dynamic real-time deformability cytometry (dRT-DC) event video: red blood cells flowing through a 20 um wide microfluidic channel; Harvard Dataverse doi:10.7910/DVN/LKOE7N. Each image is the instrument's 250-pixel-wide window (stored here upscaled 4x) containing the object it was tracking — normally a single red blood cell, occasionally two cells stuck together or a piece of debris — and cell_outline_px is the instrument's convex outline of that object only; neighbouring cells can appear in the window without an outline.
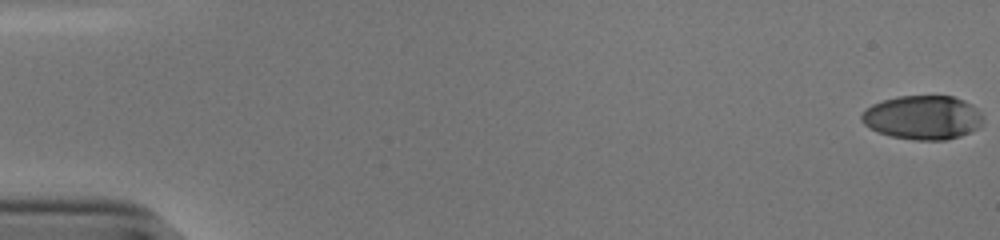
{"species": "human", "species_latin": "Homo sapiens", "temperature_condition": "cold", "stored_images_in_passage": 54, "camera_frame_rate_fps": 3000, "um_per_image_px": 0.085, "donor": {"sex": "male"}, "frame": {"image": 1, "passage_image": 1, "time_ms": 0.0, "image_size_px": [1000, 240], "cell_outline_px": [[984, 124], [980, 128], [972, 132], [948, 140], [916, 140], [892, 136], [868, 128], [860, 120], [860, 116], [872, 104], [896, 96], [952, 96], [964, 100], [972, 104], [984, 116]], "centroid_in_image_um": [78.49, 9.99], "position_along_channel_um": 6.5, "area_um2": 31.44}}
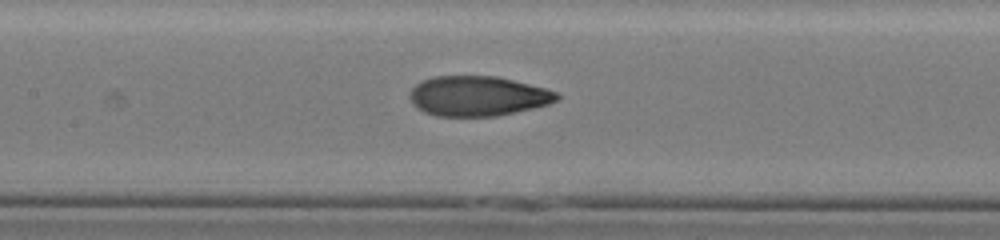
{"frame": {"image": 2, "passage_image": 27, "time_ms": 8.667, "image_size_px": [1000, 240], "cell_outline_px": [[560, 100], [548, 104], [532, 108], [496, 116], [436, 116], [424, 112], [412, 104], [408, 96], [412, 88], [420, 80], [432, 76], [496, 76], [560, 92]], "centroid_in_image_um": [40.59, 8.16], "position_along_channel_um": 166.8, "area_um2": 34.39}}
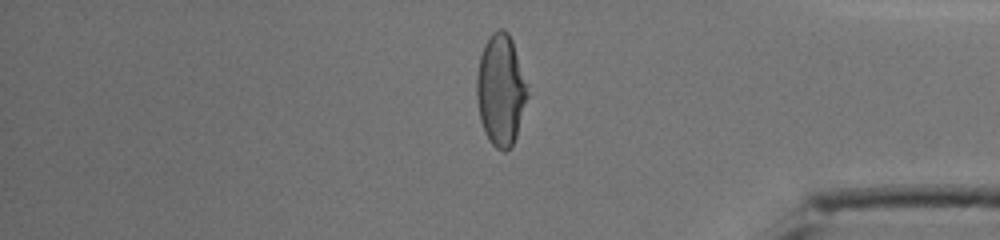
{"frame": {"image": 3, "passage_image": 46, "time_ms": 15.0, "image_size_px": [1000, 240], "cell_outline_px": [[528, 96], [516, 136], [512, 148], [504, 152], [496, 148], [488, 140], [484, 132], [480, 120], [476, 96], [476, 80], [480, 56], [484, 44], [492, 32], [500, 28], [504, 28], [508, 32], [512, 40], [528, 84]], "centroid_in_image_um": [42.56, 7.66], "position_along_channel_um": 392.6, "area_um2": 33.29}, "authors_computed_cell_mechanics": {"area_um2": 33.6107, "velocity_mm_per_s": 3.8936, "shape_relaxation_time_tau1_ms": 7.5026, "shape_relaxation_time_tau2_ms": 1.4681, "deformation_change_tau1": 0.2852, "deformation_change_tau2": 0.0563}}